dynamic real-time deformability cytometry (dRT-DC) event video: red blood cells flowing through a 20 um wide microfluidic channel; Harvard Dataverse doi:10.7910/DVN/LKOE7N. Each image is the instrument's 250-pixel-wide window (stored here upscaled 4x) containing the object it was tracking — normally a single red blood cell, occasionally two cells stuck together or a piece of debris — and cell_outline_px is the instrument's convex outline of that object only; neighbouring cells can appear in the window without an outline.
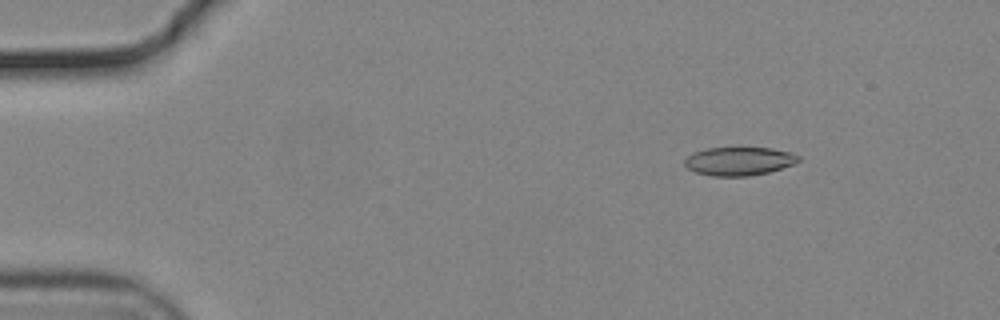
{"species": "common noctule bat (a hibernating species)", "species_latin": "Nyctalus noctula", "temperature_condition": "cold", "stored_images_in_passage": 56, "camera_frame_rate_fps": 3000, "um_per_image_px": 0.085, "animal": {"sex": "male", "body_mass_g": 19.2, "forearm_length_mm": 51.8}, "frame": {"image": 1, "passage_image": 8, "time_ms": 2.333, "image_size_px": [1000, 320], "cell_outline_px": [[800, 160], [792, 164], [768, 172], [748, 176], [712, 176], [696, 172], [688, 168], [684, 164], [684, 160], [688, 156], [696, 152], [708, 148], [772, 148], [788, 152], [800, 156]], "centroid_in_image_um": [62.81, 13.7], "position_along_channel_um": 22.2, "area_um2": 18.55}}
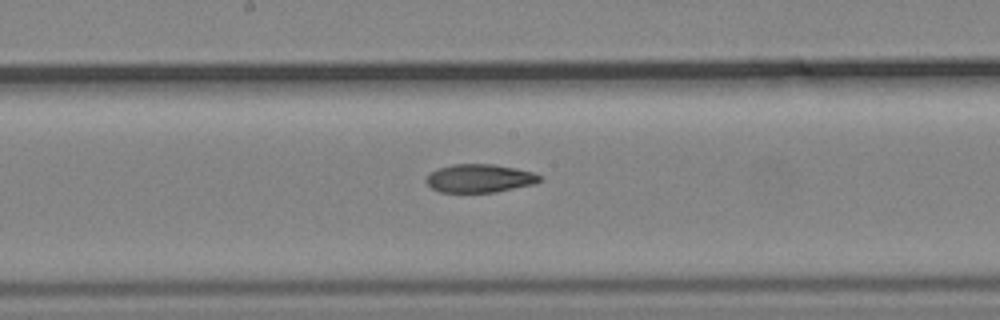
{"frame": {"image": 2, "passage_image": 30, "time_ms": 9.667, "image_size_px": [1000, 320], "cell_outline_px": [[544, 176], [536, 184], [496, 192], [440, 192], [432, 188], [424, 180], [432, 172], [440, 168], [452, 164], [492, 164], [516, 168], [532, 172]], "centroid_in_image_um": [40.81, 15.16], "position_along_channel_um": 207.4, "area_um2": 18.73}}
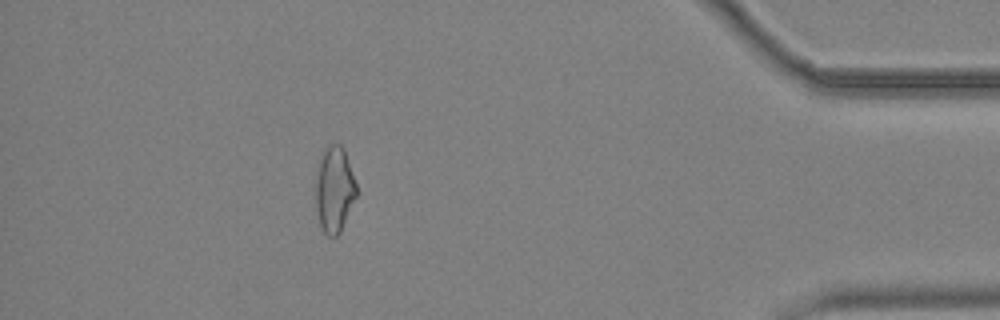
{"frame": {"image": 3, "passage_image": 50, "time_ms": 16.333, "image_size_px": [1000, 320], "cell_outline_px": [[356, 196], [340, 232], [336, 236], [328, 236], [324, 232], [320, 224], [316, 208], [316, 172], [320, 152], [328, 144], [340, 144], [344, 148], [356, 184]], "centroid_in_image_um": [28.4, 16.05], "position_along_channel_um": 406.8, "area_um2": 20.4}, "authors_computed_cell_mechanics": {"area_um2": 19.652, "velocity_mm_per_s": 3.7224, "shape_relaxation_time_tau1_ms": null, "shape_relaxation_time_tau2_ms": 9.0033, "deformation_change_tau1": null, "deformation_change_tau2": 0.1738}}